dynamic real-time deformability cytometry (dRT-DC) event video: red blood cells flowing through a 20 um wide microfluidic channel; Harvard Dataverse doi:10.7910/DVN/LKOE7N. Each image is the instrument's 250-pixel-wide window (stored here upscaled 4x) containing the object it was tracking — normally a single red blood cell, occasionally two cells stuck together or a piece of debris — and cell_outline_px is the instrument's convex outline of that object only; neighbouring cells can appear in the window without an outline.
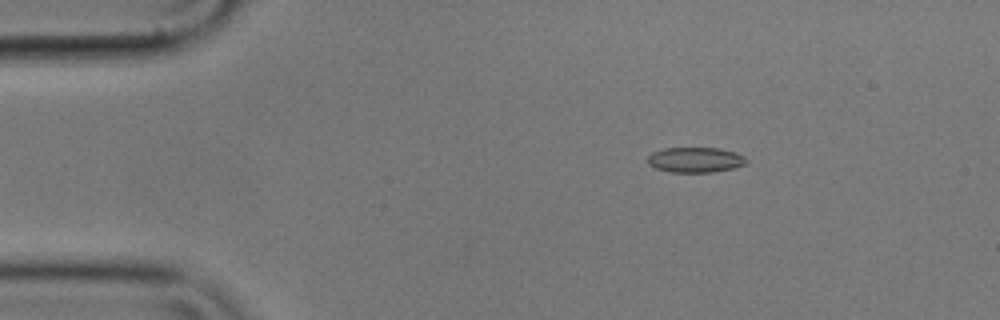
{"species": "common noctule bat (a hibernating species)", "species_latin": "Nyctalus noctula", "temperature_condition": "cold", "stored_images_in_passage": 5, "camera_frame_rate_fps": 3000, "um_per_image_px": 0.085, "animal": {"sex": "male", "body_mass_g": 17.9}, "frame": {"image": 1, "passage_image": 3, "time_ms": 0.667, "image_size_px": [1000, 320], "cell_outline_px": [[748, 160], [744, 164], [732, 168], [712, 172], [672, 172], [656, 168], [648, 164], [648, 156], [652, 152], [664, 148], [720, 148], [736, 152], [744, 156]], "centroid_in_image_um": [59.1, 13.57], "position_along_channel_um": 25.9, "area_um2": 14.45}}